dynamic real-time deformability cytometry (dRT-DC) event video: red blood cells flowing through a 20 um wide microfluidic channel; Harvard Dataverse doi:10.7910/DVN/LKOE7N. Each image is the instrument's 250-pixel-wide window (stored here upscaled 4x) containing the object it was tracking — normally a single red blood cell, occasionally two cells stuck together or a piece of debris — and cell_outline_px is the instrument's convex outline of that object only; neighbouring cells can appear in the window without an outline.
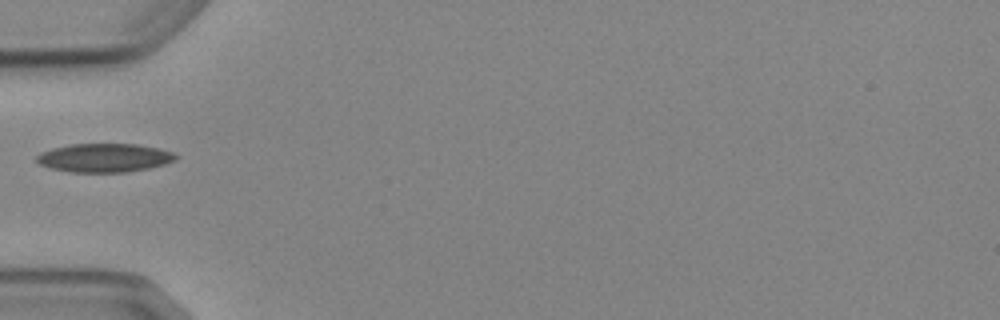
{"species": "Egyptian fruit bat (a non-hibernating species)", "species_latin": "Rousettus aegyptiacus", "temperature_condition": "cold", "stored_images_in_passage": 6, "camera_frame_rate_fps": 3000, "um_per_image_px": 0.085, "animal": {"sex": "female"}, "frame": {"image": 1, "passage_image": 5, "time_ms": 5.667, "image_size_px": [1000, 320], "cell_outline_px": [[180, 156], [176, 160], [164, 164], [148, 168], [128, 172], [68, 172], [48, 168], [40, 164], [36, 160], [36, 156], [40, 152], [52, 148], [72, 144], [136, 144], [160, 148], [172, 152]], "centroid_in_image_um": [8.87, 13.41], "position_along_channel_um": 76.1, "area_um2": 23.41}}
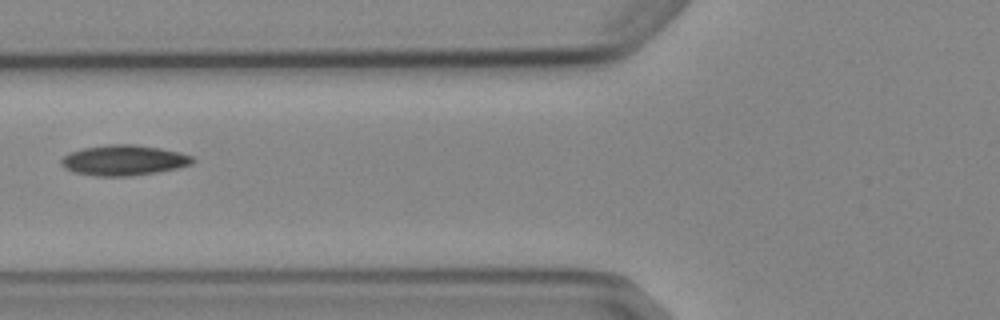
{"frame": {"image": 2, "passage_image": 6, "time_ms": 6.667, "image_size_px": [1000, 320], "cell_outline_px": [[196, 160], [192, 164], [176, 168], [156, 172], [128, 176], [96, 176], [72, 172], [64, 168], [60, 164], [60, 160], [68, 152], [84, 148], [108, 144], [136, 144], [160, 148], [180, 152], [192, 156]], "centroid_in_image_um": [10.49, 13.61], "position_along_channel_um": 115.3, "area_um2": 23.41}}